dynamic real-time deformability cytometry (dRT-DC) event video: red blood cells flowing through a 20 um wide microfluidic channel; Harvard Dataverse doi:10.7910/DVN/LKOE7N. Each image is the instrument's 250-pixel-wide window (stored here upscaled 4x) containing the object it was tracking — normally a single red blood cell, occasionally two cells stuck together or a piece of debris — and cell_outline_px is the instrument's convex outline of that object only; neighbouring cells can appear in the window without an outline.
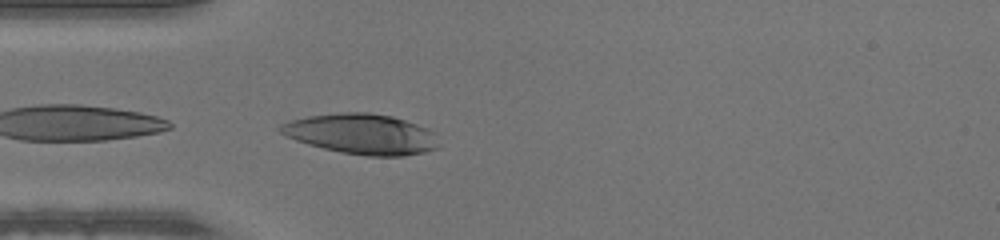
{"species": "human", "species_latin": "Homo sapiens", "temperature_condition": "warm", "stored_images_in_passage": 35, "camera_frame_rate_fps": 3000, "um_per_image_px": 0.085, "donor": {"sex": "male"}, "frame": {"image": 1, "passage_image": 1, "time_ms": 0.0, "image_size_px": [1000, 240], "cell_outline_px": [[440, 144], [436, 148], [424, 152], [404, 156], [368, 156], [340, 152], [308, 144], [296, 140], [280, 132], [276, 128], [280, 124], [292, 120], [308, 116], [340, 112], [368, 112], [392, 116], [428, 128], [432, 132]], "centroid_in_image_um": [30.73, 11.39], "position_along_channel_um": 54.3, "area_um2": 37.11}}
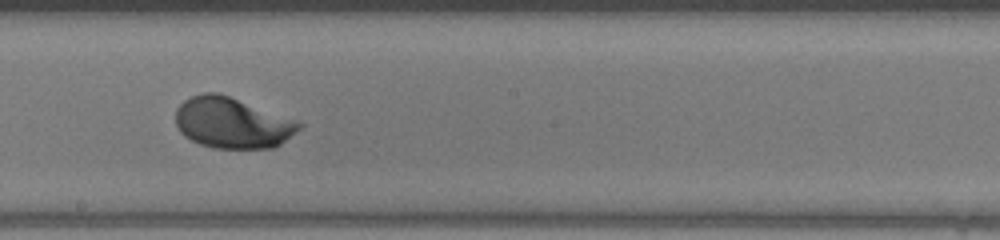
{"frame": {"image": 2, "passage_image": 14, "time_ms": 4.333, "image_size_px": [1000, 240], "cell_outline_px": [[304, 124], [300, 128], [280, 144], [272, 148], [212, 148], [200, 144], [184, 136], [180, 132], [176, 124], [176, 108], [184, 100], [192, 96], [204, 92], [216, 92], [228, 96], [296, 120]], "centroid_in_image_um": [19.7, 10.45], "position_along_channel_um": 228.5, "area_um2": 36.24}}
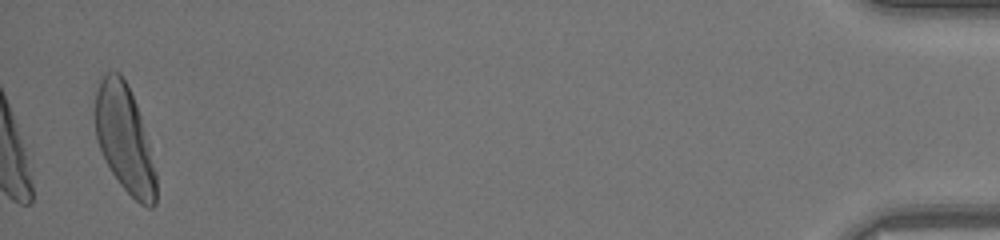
{"frame": {"image": 3, "passage_image": 35, "time_ms": 11.333, "image_size_px": [1000, 240], "cell_outline_px": [[156, 204], [152, 208], [148, 208], [140, 204], [120, 184], [112, 172], [96, 140], [96, 92], [100, 80], [108, 72], [120, 72], [136, 104], [140, 116], [156, 172]], "centroid_in_image_um": [10.6, 11.85], "position_along_channel_um": 424.6, "area_um2": 37.11}}